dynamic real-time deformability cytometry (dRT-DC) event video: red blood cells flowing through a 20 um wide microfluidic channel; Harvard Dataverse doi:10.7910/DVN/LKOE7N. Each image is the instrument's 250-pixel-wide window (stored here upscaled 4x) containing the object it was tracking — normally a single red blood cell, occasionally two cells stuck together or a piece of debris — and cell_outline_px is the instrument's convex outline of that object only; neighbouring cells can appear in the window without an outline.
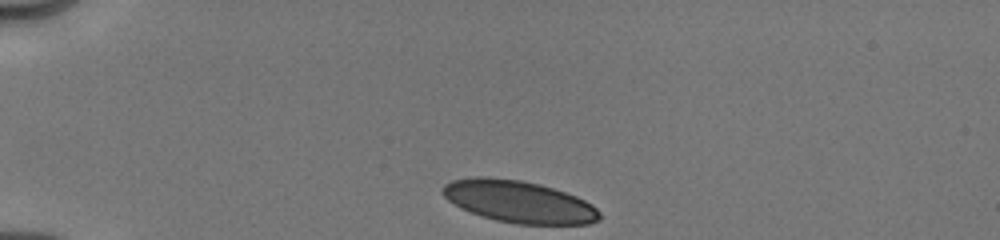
{"species": "human", "species_latin": "Homo sapiens", "temperature_condition": "cold", "stored_images_in_passage": 7, "camera_frame_rate_fps": 3000, "um_per_image_px": 0.085, "donor": {"sex": "male"}, "frame": {"image": 1, "passage_image": 1, "time_ms": 0.0, "image_size_px": [1000, 240], "cell_outline_px": [[600, 220], [588, 224], [516, 224], [496, 220], [480, 216], [460, 208], [448, 200], [444, 196], [440, 188], [444, 184], [452, 180], [476, 176], [480, 176], [520, 180], [540, 184], [576, 196], [592, 204], [600, 212]], "centroid_in_image_um": [44.08, 17.14], "position_along_channel_um": 40.9, "area_um2": 38.49}}
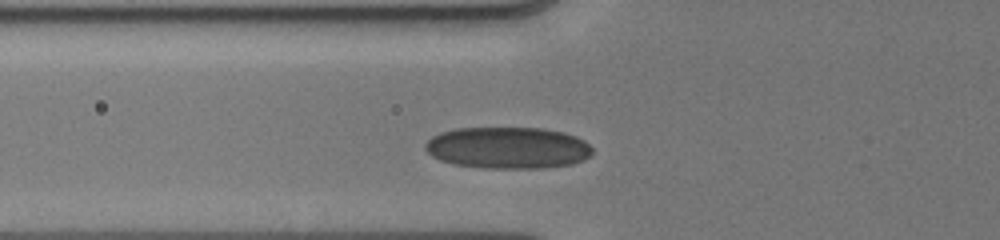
{"frame": {"image": 2, "passage_image": 6, "time_ms": 2.333, "image_size_px": [1000, 240], "cell_outline_px": [[592, 156], [584, 160], [572, 164], [540, 168], [484, 168], [452, 164], [440, 160], [432, 156], [424, 148], [424, 144], [432, 136], [440, 132], [456, 128], [544, 128], [564, 132], [576, 136], [584, 140], [592, 148]], "centroid_in_image_um": [43.17, 12.56], "position_along_channel_um": 82.6, "area_um2": 40.92}}